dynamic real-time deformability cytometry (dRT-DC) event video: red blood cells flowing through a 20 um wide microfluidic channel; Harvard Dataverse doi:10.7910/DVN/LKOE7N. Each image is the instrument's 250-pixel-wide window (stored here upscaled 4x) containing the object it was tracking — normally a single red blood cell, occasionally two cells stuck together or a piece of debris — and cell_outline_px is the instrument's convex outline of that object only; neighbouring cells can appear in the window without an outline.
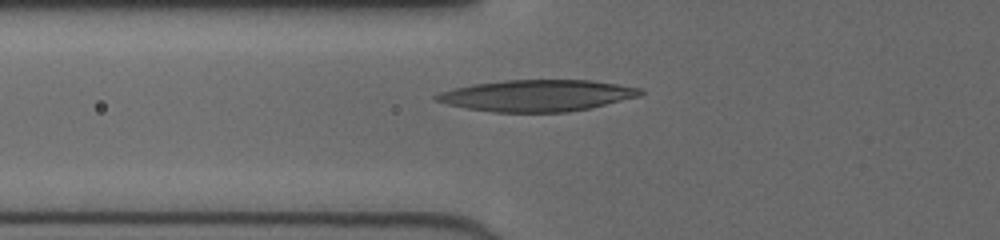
{"species": "human", "species_latin": "Homo sapiens", "temperature_condition": "cold", "stored_images_in_passage": 25, "camera_frame_rate_fps": 3000, "um_per_image_px": 0.085, "donor": {"sex": "female"}, "frame": {"image": 1, "passage_image": 9, "time_ms": 2.667, "image_size_px": [1000, 240], "cell_outline_px": [[644, 92], [640, 96], [592, 108], [568, 112], [492, 112], [464, 108], [432, 100], [432, 96], [440, 92], [452, 88], [472, 84], [504, 80], [588, 80], [616, 84], [640, 88]], "centroid_in_image_um": [45.6, 8.13], "position_along_channel_um": 80.2, "area_um2": 37.69}}
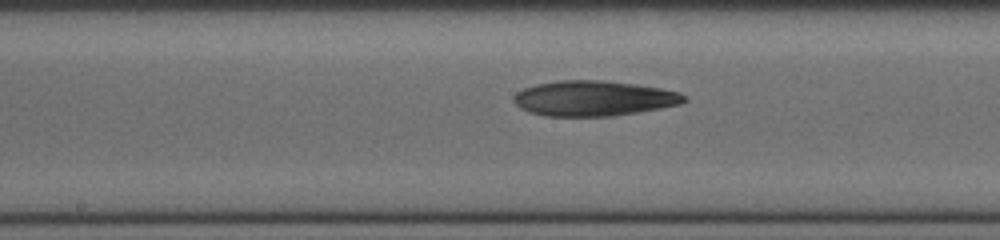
{"frame": {"image": 2, "passage_image": 18, "time_ms": 5.667, "image_size_px": [1000, 240], "cell_outline_px": [[688, 100], [680, 104], [660, 108], [612, 116], [544, 116], [528, 112], [520, 108], [512, 100], [512, 96], [516, 92], [524, 88], [540, 84], [560, 80], [600, 80], [636, 84], [660, 88], [680, 92], [688, 96]], "centroid_in_image_um": [50.47, 8.36], "position_along_channel_um": 197.7, "area_um2": 35.08}}
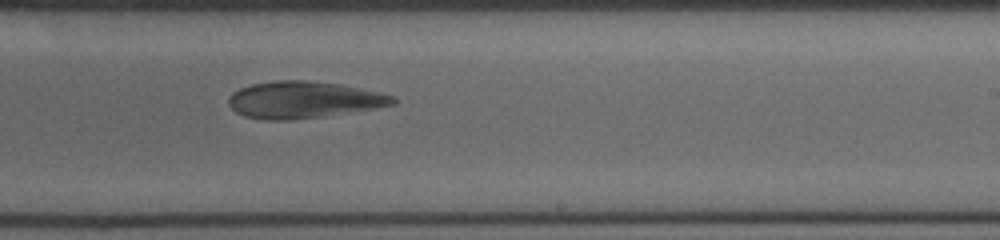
{"frame": {"image": 3, "passage_image": 23, "time_ms": 7.333, "image_size_px": [1000, 240], "cell_outline_px": [[396, 104], [372, 108], [288, 120], [268, 120], [244, 116], [236, 112], [228, 104], [228, 96], [232, 92], [240, 88], [252, 84], [276, 80], [304, 80], [340, 84], [380, 92], [392, 96], [396, 100]], "centroid_in_image_um": [25.73, 8.46], "position_along_channel_um": 263.3, "area_um2": 34.68}}